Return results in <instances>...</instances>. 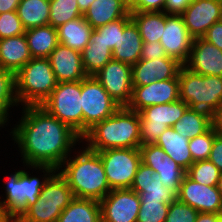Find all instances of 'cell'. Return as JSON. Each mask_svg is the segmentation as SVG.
Returning a JSON list of instances; mask_svg holds the SVG:
<instances>
[{"mask_svg": "<svg viewBox=\"0 0 222 222\" xmlns=\"http://www.w3.org/2000/svg\"><path fill=\"white\" fill-rule=\"evenodd\" d=\"M177 199L199 213L222 214V195L217 186L201 185L186 174L179 186Z\"/></svg>", "mask_w": 222, "mask_h": 222, "instance_id": "14", "label": "cell"}, {"mask_svg": "<svg viewBox=\"0 0 222 222\" xmlns=\"http://www.w3.org/2000/svg\"><path fill=\"white\" fill-rule=\"evenodd\" d=\"M130 21L131 14L129 13L124 18H120L109 22L106 25L97 27L92 31L90 41L102 42L113 51L115 44L118 43L119 31H123L124 27Z\"/></svg>", "mask_w": 222, "mask_h": 222, "instance_id": "37", "label": "cell"}, {"mask_svg": "<svg viewBox=\"0 0 222 222\" xmlns=\"http://www.w3.org/2000/svg\"><path fill=\"white\" fill-rule=\"evenodd\" d=\"M15 92V74L0 68V127L8 122V111L13 105L17 106Z\"/></svg>", "mask_w": 222, "mask_h": 222, "instance_id": "35", "label": "cell"}, {"mask_svg": "<svg viewBox=\"0 0 222 222\" xmlns=\"http://www.w3.org/2000/svg\"><path fill=\"white\" fill-rule=\"evenodd\" d=\"M93 76L121 107H127L133 89L131 65L111 59Z\"/></svg>", "mask_w": 222, "mask_h": 222, "instance_id": "11", "label": "cell"}, {"mask_svg": "<svg viewBox=\"0 0 222 222\" xmlns=\"http://www.w3.org/2000/svg\"><path fill=\"white\" fill-rule=\"evenodd\" d=\"M130 14L143 42L160 41L166 23V13L164 11L130 12Z\"/></svg>", "mask_w": 222, "mask_h": 222, "instance_id": "30", "label": "cell"}, {"mask_svg": "<svg viewBox=\"0 0 222 222\" xmlns=\"http://www.w3.org/2000/svg\"><path fill=\"white\" fill-rule=\"evenodd\" d=\"M83 16L77 0H50L49 25L58 28L68 21Z\"/></svg>", "mask_w": 222, "mask_h": 222, "instance_id": "36", "label": "cell"}, {"mask_svg": "<svg viewBox=\"0 0 222 222\" xmlns=\"http://www.w3.org/2000/svg\"><path fill=\"white\" fill-rule=\"evenodd\" d=\"M202 38L222 50V21L214 23Z\"/></svg>", "mask_w": 222, "mask_h": 222, "instance_id": "45", "label": "cell"}, {"mask_svg": "<svg viewBox=\"0 0 222 222\" xmlns=\"http://www.w3.org/2000/svg\"><path fill=\"white\" fill-rule=\"evenodd\" d=\"M87 148L98 152L107 149L140 147V114L120 107L112 116L96 123L82 137Z\"/></svg>", "mask_w": 222, "mask_h": 222, "instance_id": "3", "label": "cell"}, {"mask_svg": "<svg viewBox=\"0 0 222 222\" xmlns=\"http://www.w3.org/2000/svg\"><path fill=\"white\" fill-rule=\"evenodd\" d=\"M211 127V114L200 109L188 108L173 125V129L184 138L193 139Z\"/></svg>", "mask_w": 222, "mask_h": 222, "instance_id": "31", "label": "cell"}, {"mask_svg": "<svg viewBox=\"0 0 222 222\" xmlns=\"http://www.w3.org/2000/svg\"><path fill=\"white\" fill-rule=\"evenodd\" d=\"M93 1L94 0H77L79 10L84 14Z\"/></svg>", "mask_w": 222, "mask_h": 222, "instance_id": "51", "label": "cell"}, {"mask_svg": "<svg viewBox=\"0 0 222 222\" xmlns=\"http://www.w3.org/2000/svg\"><path fill=\"white\" fill-rule=\"evenodd\" d=\"M217 188H218V190L220 191V193L222 195V172H221L220 178L218 180Z\"/></svg>", "mask_w": 222, "mask_h": 222, "instance_id": "53", "label": "cell"}, {"mask_svg": "<svg viewBox=\"0 0 222 222\" xmlns=\"http://www.w3.org/2000/svg\"><path fill=\"white\" fill-rule=\"evenodd\" d=\"M189 106L181 99L142 109L140 114V146L155 144L160 135L179 121Z\"/></svg>", "mask_w": 222, "mask_h": 222, "instance_id": "10", "label": "cell"}, {"mask_svg": "<svg viewBox=\"0 0 222 222\" xmlns=\"http://www.w3.org/2000/svg\"><path fill=\"white\" fill-rule=\"evenodd\" d=\"M23 116L10 132L20 148L23 163L59 170L81 137L41 106H23Z\"/></svg>", "mask_w": 222, "mask_h": 222, "instance_id": "1", "label": "cell"}, {"mask_svg": "<svg viewBox=\"0 0 222 222\" xmlns=\"http://www.w3.org/2000/svg\"><path fill=\"white\" fill-rule=\"evenodd\" d=\"M198 214L197 210L176 199L169 205L165 222H195Z\"/></svg>", "mask_w": 222, "mask_h": 222, "instance_id": "42", "label": "cell"}, {"mask_svg": "<svg viewBox=\"0 0 222 222\" xmlns=\"http://www.w3.org/2000/svg\"><path fill=\"white\" fill-rule=\"evenodd\" d=\"M40 106L83 137L81 81L58 83Z\"/></svg>", "mask_w": 222, "mask_h": 222, "instance_id": "7", "label": "cell"}, {"mask_svg": "<svg viewBox=\"0 0 222 222\" xmlns=\"http://www.w3.org/2000/svg\"><path fill=\"white\" fill-rule=\"evenodd\" d=\"M69 204L42 202L38 198L14 222H57L58 217Z\"/></svg>", "mask_w": 222, "mask_h": 222, "instance_id": "32", "label": "cell"}, {"mask_svg": "<svg viewBox=\"0 0 222 222\" xmlns=\"http://www.w3.org/2000/svg\"><path fill=\"white\" fill-rule=\"evenodd\" d=\"M193 39L181 15L166 13L165 28L159 42L167 56L184 65L188 61Z\"/></svg>", "mask_w": 222, "mask_h": 222, "instance_id": "16", "label": "cell"}, {"mask_svg": "<svg viewBox=\"0 0 222 222\" xmlns=\"http://www.w3.org/2000/svg\"><path fill=\"white\" fill-rule=\"evenodd\" d=\"M38 198L42 202L71 203L75 196L66 179L57 170L46 180Z\"/></svg>", "mask_w": 222, "mask_h": 222, "instance_id": "34", "label": "cell"}, {"mask_svg": "<svg viewBox=\"0 0 222 222\" xmlns=\"http://www.w3.org/2000/svg\"><path fill=\"white\" fill-rule=\"evenodd\" d=\"M93 30L94 28L81 16L57 28L58 42L81 52L89 44Z\"/></svg>", "mask_w": 222, "mask_h": 222, "instance_id": "26", "label": "cell"}, {"mask_svg": "<svg viewBox=\"0 0 222 222\" xmlns=\"http://www.w3.org/2000/svg\"><path fill=\"white\" fill-rule=\"evenodd\" d=\"M25 37L32 58H48L59 44L57 29L51 25L28 29L25 31Z\"/></svg>", "mask_w": 222, "mask_h": 222, "instance_id": "27", "label": "cell"}, {"mask_svg": "<svg viewBox=\"0 0 222 222\" xmlns=\"http://www.w3.org/2000/svg\"><path fill=\"white\" fill-rule=\"evenodd\" d=\"M31 59L25 34L0 39V68L16 74Z\"/></svg>", "mask_w": 222, "mask_h": 222, "instance_id": "22", "label": "cell"}, {"mask_svg": "<svg viewBox=\"0 0 222 222\" xmlns=\"http://www.w3.org/2000/svg\"><path fill=\"white\" fill-rule=\"evenodd\" d=\"M143 41L135 23L131 20L119 31L118 43L115 44L113 59L133 66L140 60Z\"/></svg>", "mask_w": 222, "mask_h": 222, "instance_id": "24", "label": "cell"}, {"mask_svg": "<svg viewBox=\"0 0 222 222\" xmlns=\"http://www.w3.org/2000/svg\"><path fill=\"white\" fill-rule=\"evenodd\" d=\"M81 57L85 73L87 76H93L113 59V53L102 42L90 41L81 51Z\"/></svg>", "mask_w": 222, "mask_h": 222, "instance_id": "33", "label": "cell"}, {"mask_svg": "<svg viewBox=\"0 0 222 222\" xmlns=\"http://www.w3.org/2000/svg\"><path fill=\"white\" fill-rule=\"evenodd\" d=\"M186 175L195 182L206 186H217L221 171L209 160L194 162Z\"/></svg>", "mask_w": 222, "mask_h": 222, "instance_id": "38", "label": "cell"}, {"mask_svg": "<svg viewBox=\"0 0 222 222\" xmlns=\"http://www.w3.org/2000/svg\"><path fill=\"white\" fill-rule=\"evenodd\" d=\"M16 12L25 30L49 25L50 0H21Z\"/></svg>", "mask_w": 222, "mask_h": 222, "instance_id": "29", "label": "cell"}, {"mask_svg": "<svg viewBox=\"0 0 222 222\" xmlns=\"http://www.w3.org/2000/svg\"><path fill=\"white\" fill-rule=\"evenodd\" d=\"M31 167L46 172L42 182L37 177H30L24 170L15 172L6 180V199L0 201V206L10 222H14L29 206L38 200L46 180L52 175L51 173L57 171L51 166Z\"/></svg>", "mask_w": 222, "mask_h": 222, "instance_id": "5", "label": "cell"}, {"mask_svg": "<svg viewBox=\"0 0 222 222\" xmlns=\"http://www.w3.org/2000/svg\"><path fill=\"white\" fill-rule=\"evenodd\" d=\"M184 66L203 76L222 77V50L203 38H194L188 61Z\"/></svg>", "mask_w": 222, "mask_h": 222, "instance_id": "19", "label": "cell"}, {"mask_svg": "<svg viewBox=\"0 0 222 222\" xmlns=\"http://www.w3.org/2000/svg\"><path fill=\"white\" fill-rule=\"evenodd\" d=\"M178 79L180 99L189 108L204 110L211 114L222 104V77L203 76L183 65Z\"/></svg>", "mask_w": 222, "mask_h": 222, "instance_id": "6", "label": "cell"}, {"mask_svg": "<svg viewBox=\"0 0 222 222\" xmlns=\"http://www.w3.org/2000/svg\"><path fill=\"white\" fill-rule=\"evenodd\" d=\"M57 222H101L100 202L75 197L62 211Z\"/></svg>", "mask_w": 222, "mask_h": 222, "instance_id": "28", "label": "cell"}, {"mask_svg": "<svg viewBox=\"0 0 222 222\" xmlns=\"http://www.w3.org/2000/svg\"><path fill=\"white\" fill-rule=\"evenodd\" d=\"M220 0H192L181 14L184 24L193 38H202L207 30L221 19Z\"/></svg>", "mask_w": 222, "mask_h": 222, "instance_id": "17", "label": "cell"}, {"mask_svg": "<svg viewBox=\"0 0 222 222\" xmlns=\"http://www.w3.org/2000/svg\"><path fill=\"white\" fill-rule=\"evenodd\" d=\"M138 193L141 200H162L170 204L177 199V192L163 185L155 172L144 163H140L130 187Z\"/></svg>", "mask_w": 222, "mask_h": 222, "instance_id": "21", "label": "cell"}, {"mask_svg": "<svg viewBox=\"0 0 222 222\" xmlns=\"http://www.w3.org/2000/svg\"><path fill=\"white\" fill-rule=\"evenodd\" d=\"M97 153L103 162L110 189H130L141 163L140 149H107Z\"/></svg>", "mask_w": 222, "mask_h": 222, "instance_id": "9", "label": "cell"}, {"mask_svg": "<svg viewBox=\"0 0 222 222\" xmlns=\"http://www.w3.org/2000/svg\"><path fill=\"white\" fill-rule=\"evenodd\" d=\"M58 81L48 58H32L15 74V92L23 106H40Z\"/></svg>", "mask_w": 222, "mask_h": 222, "instance_id": "4", "label": "cell"}, {"mask_svg": "<svg viewBox=\"0 0 222 222\" xmlns=\"http://www.w3.org/2000/svg\"><path fill=\"white\" fill-rule=\"evenodd\" d=\"M185 171L194 163L189 150V139L168 127L155 143Z\"/></svg>", "mask_w": 222, "mask_h": 222, "instance_id": "25", "label": "cell"}, {"mask_svg": "<svg viewBox=\"0 0 222 222\" xmlns=\"http://www.w3.org/2000/svg\"><path fill=\"white\" fill-rule=\"evenodd\" d=\"M222 172V136L216 135L208 158Z\"/></svg>", "mask_w": 222, "mask_h": 222, "instance_id": "46", "label": "cell"}, {"mask_svg": "<svg viewBox=\"0 0 222 222\" xmlns=\"http://www.w3.org/2000/svg\"><path fill=\"white\" fill-rule=\"evenodd\" d=\"M0 222H10L9 219L4 215L0 206Z\"/></svg>", "mask_w": 222, "mask_h": 222, "instance_id": "52", "label": "cell"}, {"mask_svg": "<svg viewBox=\"0 0 222 222\" xmlns=\"http://www.w3.org/2000/svg\"><path fill=\"white\" fill-rule=\"evenodd\" d=\"M222 214L216 213H199L195 222H217Z\"/></svg>", "mask_w": 222, "mask_h": 222, "instance_id": "50", "label": "cell"}, {"mask_svg": "<svg viewBox=\"0 0 222 222\" xmlns=\"http://www.w3.org/2000/svg\"><path fill=\"white\" fill-rule=\"evenodd\" d=\"M160 57H169L160 42H143L140 59L153 60Z\"/></svg>", "mask_w": 222, "mask_h": 222, "instance_id": "44", "label": "cell"}, {"mask_svg": "<svg viewBox=\"0 0 222 222\" xmlns=\"http://www.w3.org/2000/svg\"><path fill=\"white\" fill-rule=\"evenodd\" d=\"M192 0H167L164 12L167 14L181 15Z\"/></svg>", "mask_w": 222, "mask_h": 222, "instance_id": "47", "label": "cell"}, {"mask_svg": "<svg viewBox=\"0 0 222 222\" xmlns=\"http://www.w3.org/2000/svg\"><path fill=\"white\" fill-rule=\"evenodd\" d=\"M21 0H0V14L16 11Z\"/></svg>", "mask_w": 222, "mask_h": 222, "instance_id": "49", "label": "cell"}, {"mask_svg": "<svg viewBox=\"0 0 222 222\" xmlns=\"http://www.w3.org/2000/svg\"><path fill=\"white\" fill-rule=\"evenodd\" d=\"M72 158L66 159L58 172L66 179L76 198L100 202L111 189L99 154L85 147Z\"/></svg>", "mask_w": 222, "mask_h": 222, "instance_id": "2", "label": "cell"}, {"mask_svg": "<svg viewBox=\"0 0 222 222\" xmlns=\"http://www.w3.org/2000/svg\"><path fill=\"white\" fill-rule=\"evenodd\" d=\"M58 83L82 81L87 77L81 52L58 44L48 57Z\"/></svg>", "mask_w": 222, "mask_h": 222, "instance_id": "20", "label": "cell"}, {"mask_svg": "<svg viewBox=\"0 0 222 222\" xmlns=\"http://www.w3.org/2000/svg\"><path fill=\"white\" fill-rule=\"evenodd\" d=\"M167 0H128L130 12H162Z\"/></svg>", "mask_w": 222, "mask_h": 222, "instance_id": "43", "label": "cell"}, {"mask_svg": "<svg viewBox=\"0 0 222 222\" xmlns=\"http://www.w3.org/2000/svg\"><path fill=\"white\" fill-rule=\"evenodd\" d=\"M216 135L213 128L210 127L205 133L189 140V150L193 162L208 160Z\"/></svg>", "mask_w": 222, "mask_h": 222, "instance_id": "40", "label": "cell"}, {"mask_svg": "<svg viewBox=\"0 0 222 222\" xmlns=\"http://www.w3.org/2000/svg\"><path fill=\"white\" fill-rule=\"evenodd\" d=\"M211 127L217 135L222 136V104L211 113Z\"/></svg>", "mask_w": 222, "mask_h": 222, "instance_id": "48", "label": "cell"}, {"mask_svg": "<svg viewBox=\"0 0 222 222\" xmlns=\"http://www.w3.org/2000/svg\"><path fill=\"white\" fill-rule=\"evenodd\" d=\"M139 149L141 152V162L155 172L156 177L161 180L164 186L178 192L186 171L156 144H145L140 146Z\"/></svg>", "mask_w": 222, "mask_h": 222, "instance_id": "15", "label": "cell"}, {"mask_svg": "<svg viewBox=\"0 0 222 222\" xmlns=\"http://www.w3.org/2000/svg\"><path fill=\"white\" fill-rule=\"evenodd\" d=\"M83 136L96 123L112 116L121 106L107 93L94 76L81 81Z\"/></svg>", "mask_w": 222, "mask_h": 222, "instance_id": "8", "label": "cell"}, {"mask_svg": "<svg viewBox=\"0 0 222 222\" xmlns=\"http://www.w3.org/2000/svg\"><path fill=\"white\" fill-rule=\"evenodd\" d=\"M129 13L128 0H94L83 17L95 29Z\"/></svg>", "mask_w": 222, "mask_h": 222, "instance_id": "23", "label": "cell"}, {"mask_svg": "<svg viewBox=\"0 0 222 222\" xmlns=\"http://www.w3.org/2000/svg\"><path fill=\"white\" fill-rule=\"evenodd\" d=\"M25 31L16 11L0 14V39L22 35Z\"/></svg>", "mask_w": 222, "mask_h": 222, "instance_id": "41", "label": "cell"}, {"mask_svg": "<svg viewBox=\"0 0 222 222\" xmlns=\"http://www.w3.org/2000/svg\"><path fill=\"white\" fill-rule=\"evenodd\" d=\"M141 199L132 189H114L100 201L101 222H137Z\"/></svg>", "mask_w": 222, "mask_h": 222, "instance_id": "12", "label": "cell"}, {"mask_svg": "<svg viewBox=\"0 0 222 222\" xmlns=\"http://www.w3.org/2000/svg\"><path fill=\"white\" fill-rule=\"evenodd\" d=\"M182 66L172 57L140 59L132 66V86H145L155 81L176 78Z\"/></svg>", "mask_w": 222, "mask_h": 222, "instance_id": "18", "label": "cell"}, {"mask_svg": "<svg viewBox=\"0 0 222 222\" xmlns=\"http://www.w3.org/2000/svg\"><path fill=\"white\" fill-rule=\"evenodd\" d=\"M132 87V97L127 108L138 113L148 106L172 103L180 99L178 76Z\"/></svg>", "mask_w": 222, "mask_h": 222, "instance_id": "13", "label": "cell"}, {"mask_svg": "<svg viewBox=\"0 0 222 222\" xmlns=\"http://www.w3.org/2000/svg\"><path fill=\"white\" fill-rule=\"evenodd\" d=\"M169 205L162 200H141L137 222H165Z\"/></svg>", "mask_w": 222, "mask_h": 222, "instance_id": "39", "label": "cell"}]
</instances>
